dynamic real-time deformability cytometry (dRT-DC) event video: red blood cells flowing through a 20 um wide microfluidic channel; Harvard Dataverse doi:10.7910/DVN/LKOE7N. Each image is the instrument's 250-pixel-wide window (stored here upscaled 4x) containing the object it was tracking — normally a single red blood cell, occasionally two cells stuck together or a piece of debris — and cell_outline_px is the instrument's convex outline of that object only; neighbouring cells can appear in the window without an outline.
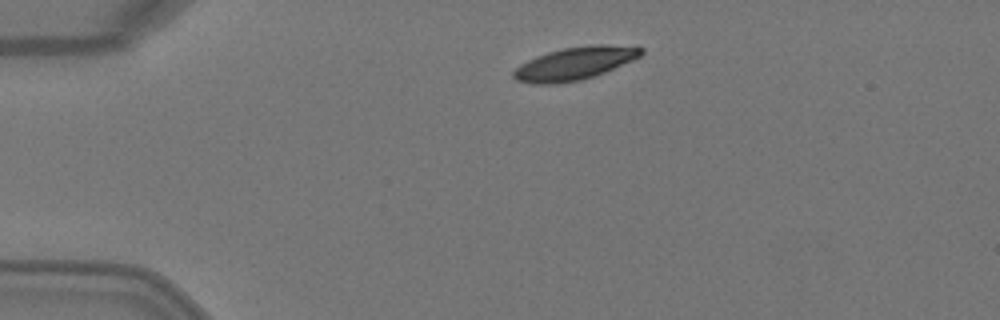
{"species": "Egyptian fruit bat (a non-hibernating species)", "species_latin": "Rousettus aegyptiacus", "temperature_condition": "warm", "stored_images_in_passage": 2, "camera_frame_rate_fps": 3000, "um_per_image_px": 0.085, "animal": {"sex": "female"}, "frame": {"image": 1, "passage_image": 1, "time_ms": 0.0, "image_size_px": [1000, 320], "cell_outline_px": [[644, 52], [640, 56], [632, 60], [604, 72], [580, 80], [556, 84], [532, 84], [516, 80], [512, 76], [512, 72], [520, 64], [536, 56], [548, 52], [564, 48], [588, 44], [604, 44], [644, 48]], "centroid_in_image_um": [48.81, 5.39], "position_along_channel_um": 36.2, "area_um2": 24.28}}